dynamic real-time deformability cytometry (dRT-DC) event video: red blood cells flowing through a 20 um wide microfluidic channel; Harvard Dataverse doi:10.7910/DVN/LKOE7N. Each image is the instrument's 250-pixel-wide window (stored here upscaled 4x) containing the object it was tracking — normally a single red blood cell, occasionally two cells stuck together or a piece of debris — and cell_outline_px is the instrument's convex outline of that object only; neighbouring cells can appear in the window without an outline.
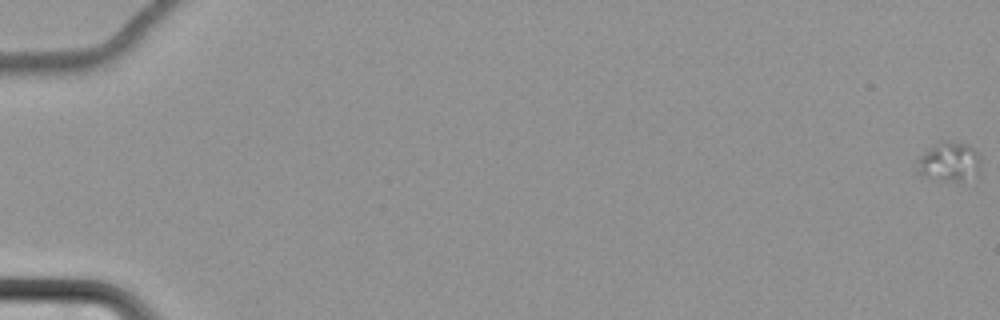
{"species": "common noctule bat (a hibernating species)", "species_latin": "Nyctalus noctula", "temperature_condition": "cold", "stored_images_in_passage": 67, "camera_frame_rate_fps": 3000, "um_per_image_px": 0.085, "animal": {"sex": "female", "body_mass_g": 22.7, "forearm_length_mm": 54.2}, "frame": {"image": 1, "passage_image": 1, "time_ms": 0.0, "image_size_px": [1000, 320], "cell_outline_px": [[980, 168], [976, 172], [960, 180], [940, 180], [924, 176], [916, 172], [916, 160], [920, 156], [940, 140], [968, 144], [980, 156]], "centroid_in_image_um": [80.62, 13.72], "position_along_channel_um": 4.4, "area_um2": 14.22}}
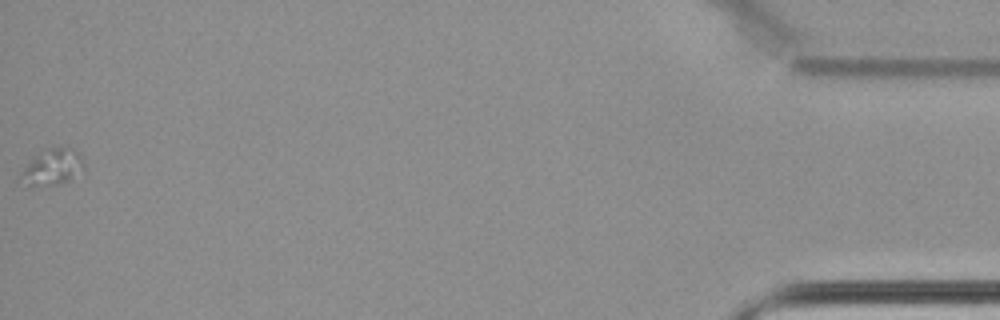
{"frame": {"image": 2, "passage_image": 67, "time_ms": 22.0, "image_size_px": [1000, 320], "cell_outline_px": [[84, 172], [60, 184], [28, 184], [20, 176], [20, 172], [36, 156], [52, 148], [64, 148], [76, 152], [80, 156], [84, 164]], "centroid_in_image_um": [4.52, 14.22], "position_along_channel_um": 430.7, "area_um2": 12.37}}